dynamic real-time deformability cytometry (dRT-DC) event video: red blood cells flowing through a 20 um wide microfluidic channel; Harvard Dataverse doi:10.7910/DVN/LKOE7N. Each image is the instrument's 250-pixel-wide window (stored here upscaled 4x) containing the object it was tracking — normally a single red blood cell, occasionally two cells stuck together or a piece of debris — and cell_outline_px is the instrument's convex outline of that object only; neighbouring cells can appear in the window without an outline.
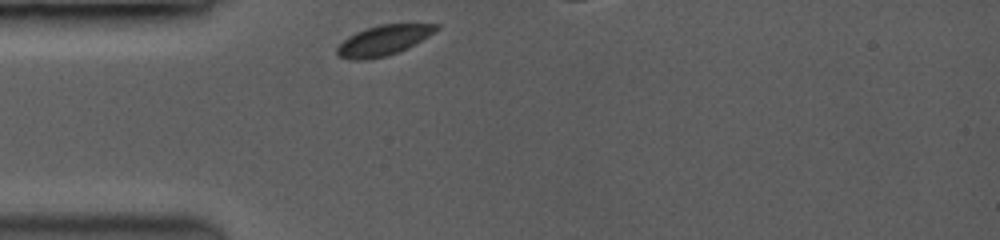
{"species": "common noctule bat (a hibernating species)", "species_latin": "Nyctalus noctula", "temperature_condition": "room temperature", "stored_images_in_passage": 13, "camera_frame_rate_fps": 3500, "um_per_image_px": 0.085, "animal": {"sex": "female", "body_mass_g": 19.0, "forearm_length_mm": 53.3}, "frame": {"image": 1, "passage_image": 1, "time_ms": 0.0, "image_size_px": [1000, 240], "cell_outline_px": [[440, 28], [428, 36], [396, 52], [384, 56], [364, 60], [356, 60], [340, 56], [336, 52], [336, 48], [348, 36], [356, 32], [380, 24], [440, 24]], "centroid_in_image_um": [32.58, 3.41], "position_along_channel_um": 52.4, "area_um2": 16.88}}
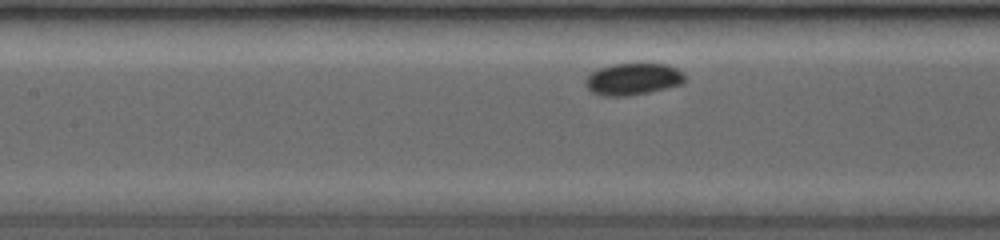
{"frame": {"image": 2, "passage_image": 10, "time_ms": 2.857, "image_size_px": [1000, 240], "cell_outline_px": [[684, 84], [648, 92], [620, 96], [612, 96], [592, 92], [588, 88], [584, 80], [592, 72], [600, 68], [612, 64], [668, 64], [676, 68], [684, 76]], "centroid_in_image_um": [53.82, 6.71], "position_along_channel_um": 153.6, "area_um2": 18.03}}